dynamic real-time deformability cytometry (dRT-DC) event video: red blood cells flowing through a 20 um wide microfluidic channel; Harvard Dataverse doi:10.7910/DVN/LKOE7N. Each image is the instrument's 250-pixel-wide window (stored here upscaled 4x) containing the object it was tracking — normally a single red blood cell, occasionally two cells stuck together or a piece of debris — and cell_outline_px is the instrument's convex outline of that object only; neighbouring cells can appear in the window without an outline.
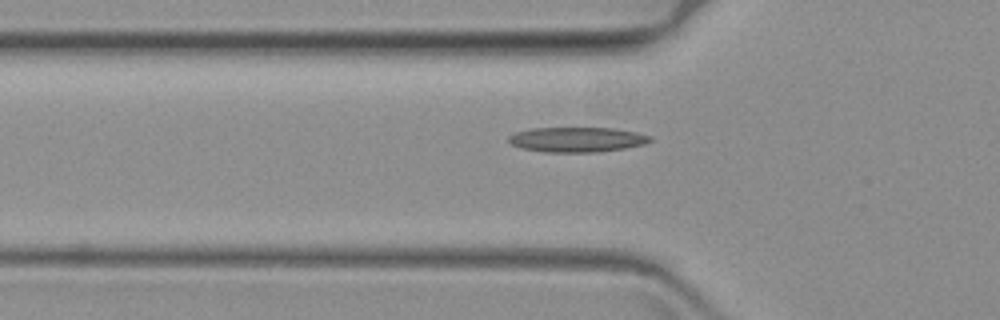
{"species": "common noctule bat (a hibernating species)", "species_latin": "Nyctalus noctula", "temperature_condition": "warm", "stored_images_in_passage": 38, "camera_frame_rate_fps": 3000, "um_per_image_px": 0.085, "animal": {"sex": "female", "body_mass_g": 19.3, "forearm_length_mm": 54.1}, "frame": {"image": 1, "passage_image": 3, "time_ms": 0.667, "image_size_px": [1000, 320], "cell_outline_px": [[652, 140], [644, 144], [624, 148], [596, 152], [544, 152], [520, 148], [512, 144], [508, 140], [508, 136], [516, 132], [532, 128], [612, 128], [636, 132], [652, 136]], "centroid_in_image_um": [49.03, 11.86], "position_along_channel_um": 76.8, "area_um2": 20.52}}
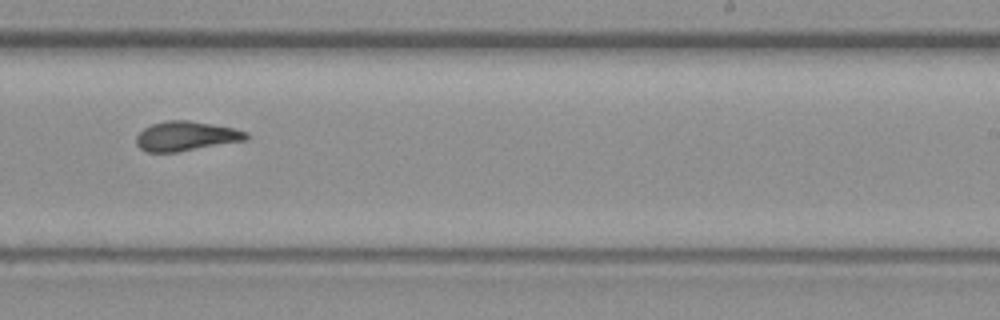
{"frame": {"image": 2, "passage_image": 21, "time_ms": 6.667, "image_size_px": [1000, 320], "cell_outline_px": [[248, 140], [176, 152], [148, 152], [140, 148], [136, 144], [136, 136], [144, 128], [152, 124], [164, 120], [188, 120], [236, 128], [248, 132]], "centroid_in_image_um": [15.83, 11.56], "position_along_channel_um": 273.2, "area_um2": 19.02}}
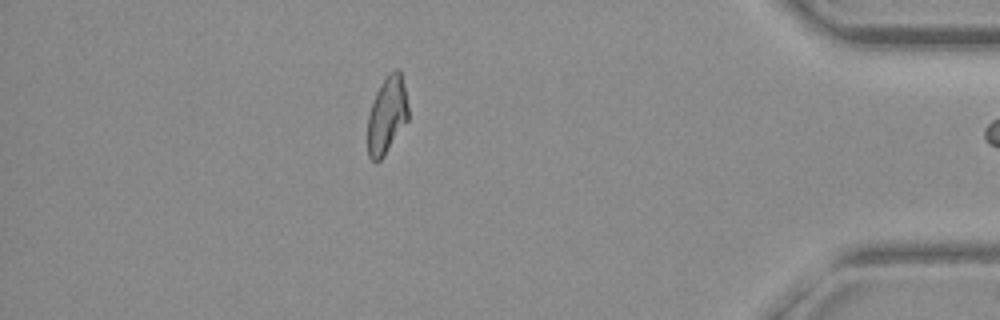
{"frame": {"image": 3, "passage_image": 37, "time_ms": 12.0, "image_size_px": [1000, 320], "cell_outline_px": [[408, 120], [384, 156], [376, 164], [368, 156], [368, 116], [376, 92], [380, 84], [396, 68], [400, 68], [408, 108]], "centroid_in_image_um": [32.88, 9.83], "position_along_channel_um": 402.3, "area_um2": 18.03}}